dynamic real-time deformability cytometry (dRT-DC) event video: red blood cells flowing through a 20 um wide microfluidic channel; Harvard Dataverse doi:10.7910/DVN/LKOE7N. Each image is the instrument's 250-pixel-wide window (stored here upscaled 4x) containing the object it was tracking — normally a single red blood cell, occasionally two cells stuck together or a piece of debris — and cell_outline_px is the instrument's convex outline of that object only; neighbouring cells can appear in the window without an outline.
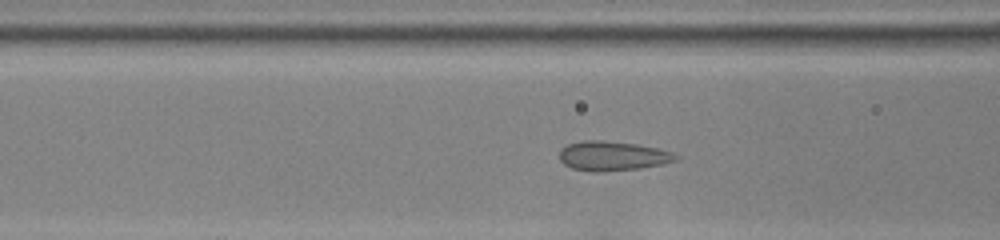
{"species": "common noctule bat (a hibernating species)", "species_latin": "Nyctalus noctula", "temperature_condition": "room temperature", "stored_images_in_passage": 44, "camera_frame_rate_fps": 3000, "um_per_image_px": 0.085, "animal": {"sex": "female", "body_mass_g": 22.0, "forearm_length_mm": 56.7}, "frame": {"image": 1, "passage_image": 14, "time_ms": 4.333, "image_size_px": [1000, 240], "cell_outline_px": [[680, 156], [676, 160], [660, 164], [640, 168], [604, 172], [592, 172], [572, 168], [564, 164], [560, 160], [560, 148], [568, 144], [584, 140], [600, 140], [636, 144], [656, 148], [672, 152]], "centroid_in_image_um": [52.04, 13.26], "position_along_channel_um": 114.6, "area_um2": 19.94}}
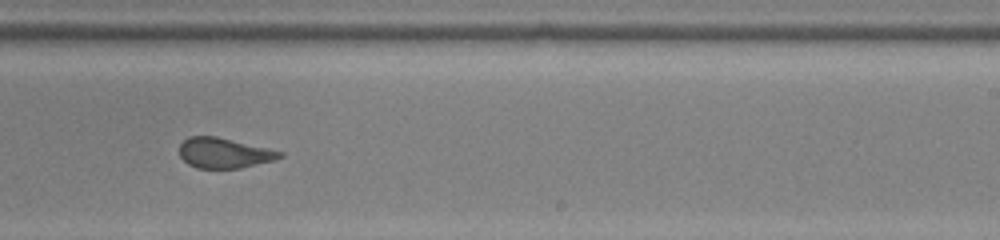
{"frame": {"image": 2, "passage_image": 26, "time_ms": 8.333, "image_size_px": [1000, 240], "cell_outline_px": [[284, 156], [272, 160], [240, 168], [196, 168], [188, 164], [180, 156], [180, 144], [188, 136], [216, 136], [284, 152]], "centroid_in_image_um": [19.02, 13.0], "position_along_channel_um": 270.0, "area_um2": 17.51}}
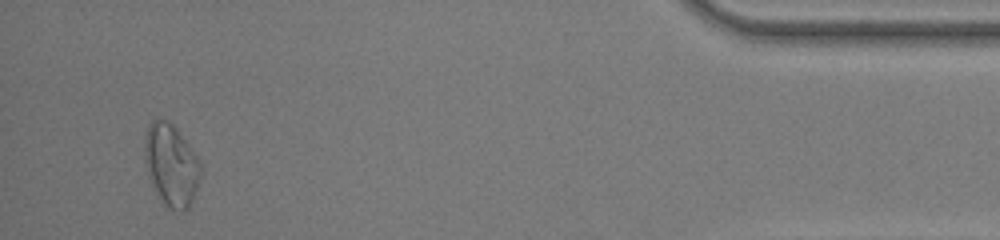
{"frame": {"image": 3, "passage_image": 42, "time_ms": 13.667, "image_size_px": [1000, 240], "cell_outline_px": [[200, 180], [192, 200], [188, 208], [184, 212], [180, 212], [164, 204], [152, 188], [144, 160], [144, 136], [148, 124], [156, 116], [168, 120], [176, 128], [200, 160]], "centroid_in_image_um": [14.52, 13.99], "position_along_channel_um": 420.7, "area_um2": 27.11}, "authors_computed_cell_mechanics": {"area_um2": 19.8543, "velocity_mm_per_s": 3.8935, "shape_relaxation_time_tau1_ms": null, "shape_relaxation_time_tau2_ms": 0.8094, "deformation_change_tau1": null, "deformation_change_tau2": 0.0681}}